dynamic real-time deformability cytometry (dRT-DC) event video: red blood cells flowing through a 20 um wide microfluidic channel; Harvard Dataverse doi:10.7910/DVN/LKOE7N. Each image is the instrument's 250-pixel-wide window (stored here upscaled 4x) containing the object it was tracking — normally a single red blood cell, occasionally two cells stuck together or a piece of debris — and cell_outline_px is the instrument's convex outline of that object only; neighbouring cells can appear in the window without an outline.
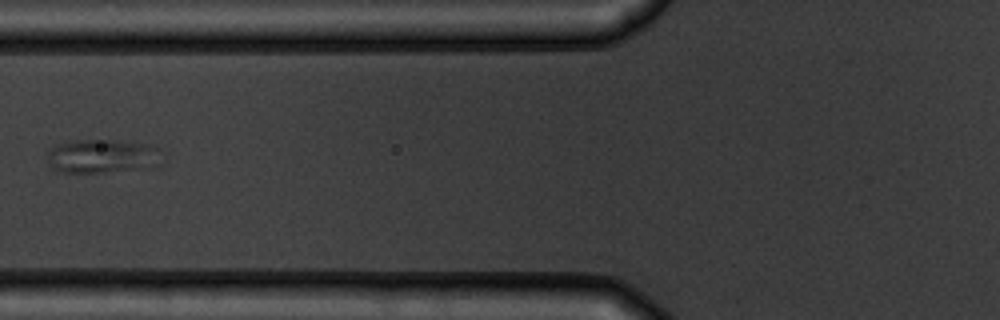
{"species": "common noctule bat (a hibernating species)", "species_latin": "Nyctalus noctula", "temperature_condition": "warm", "stored_images_in_passage": 5, "camera_frame_rate_fps": 3000, "um_per_image_px": 0.085, "animal": {"sex": "male", "body_mass_g": 19.5, "forearm_length_mm": 54.6}, "frame": {"image": 1, "passage_image": 4, "time_ms": 3.667, "image_size_px": [1000, 320], "cell_outline_px": [[160, 148], [128, 168], [100, 172], [60, 172], [52, 168], [44, 156], [48, 148], [56, 144], [76, 140], [116, 140], [144, 144]], "centroid_in_image_um": [8.18, 13.21], "position_along_channel_um": 117.6, "area_um2": 20.4}}
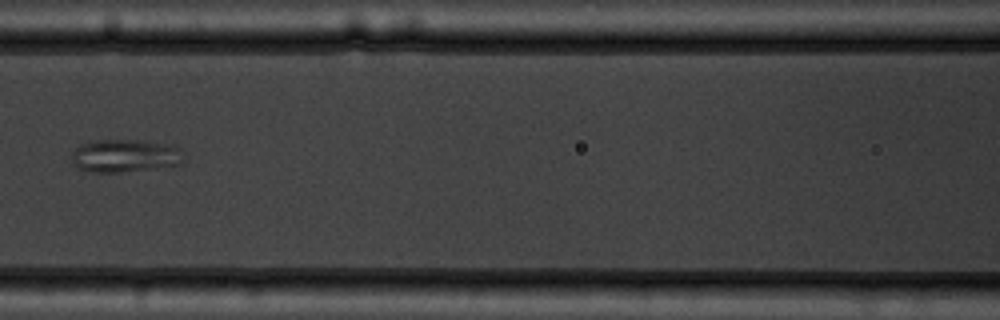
{"frame": {"image": 2, "passage_image": 5, "time_ms": 4.667, "image_size_px": [1000, 320], "cell_outline_px": [[184, 160], [180, 164], [120, 172], [96, 172], [76, 168], [72, 160], [72, 152], [80, 144], [96, 140], [132, 140], [164, 144], [180, 148], [184, 152]], "centroid_in_image_um": [10.6, 13.24], "position_along_channel_um": 156.0, "area_um2": 21.21}}